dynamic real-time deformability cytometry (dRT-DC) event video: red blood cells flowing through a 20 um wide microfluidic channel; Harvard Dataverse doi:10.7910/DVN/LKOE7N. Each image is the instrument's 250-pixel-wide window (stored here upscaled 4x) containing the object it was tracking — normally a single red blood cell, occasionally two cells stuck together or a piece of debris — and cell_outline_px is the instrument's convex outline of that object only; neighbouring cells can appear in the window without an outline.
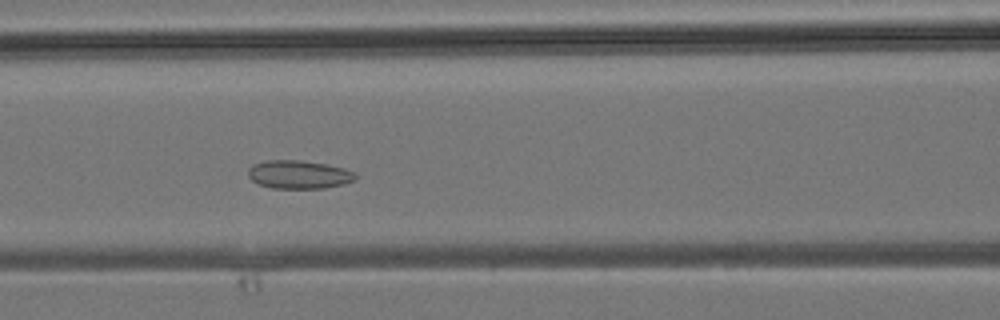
{"species": "common noctule bat (a hibernating species)", "species_latin": "Nyctalus noctula", "temperature_condition": "room temperature", "stored_images_in_passage": 13, "camera_frame_rate_fps": 3000, "um_per_image_px": 0.085, "animal": {"sex": "male", "body_mass_g": 19.2, "forearm_length_mm": 51.8}, "frame": {"image": 1, "passage_image": 10, "time_ms": 3.0, "image_size_px": [1000, 320], "cell_outline_px": [[360, 176], [356, 180], [344, 184], [324, 188], [272, 188], [260, 184], [252, 180], [248, 176], [248, 168], [252, 164], [264, 160], [300, 160], [324, 164], [344, 168], [356, 172]], "centroid_in_image_um": [25.43, 14.83], "position_along_channel_um": 141.2, "area_um2": 17.92}}
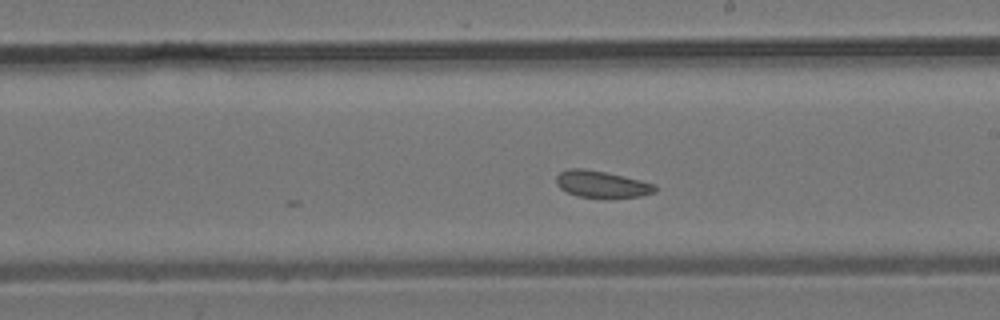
{"frame": {"image": 2, "passage_image": 13, "time_ms": 4.0, "image_size_px": [1000, 320], "cell_outline_px": [[656, 192], [640, 196], [576, 196], [560, 188], [556, 184], [556, 176], [560, 172], [568, 168], [584, 168], [604, 172], [640, 180], [656, 184]], "centroid_in_image_um": [51.11, 15.63], "position_along_channel_um": 237.9, "area_um2": 14.97}}